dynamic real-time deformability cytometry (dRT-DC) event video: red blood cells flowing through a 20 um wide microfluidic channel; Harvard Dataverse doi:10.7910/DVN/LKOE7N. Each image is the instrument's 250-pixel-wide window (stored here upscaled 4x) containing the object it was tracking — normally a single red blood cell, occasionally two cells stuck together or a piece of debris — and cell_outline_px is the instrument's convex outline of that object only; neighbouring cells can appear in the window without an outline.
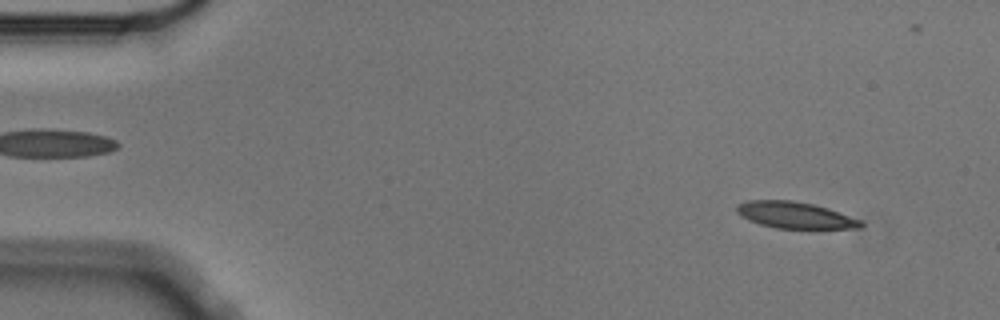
{"species": "Egyptian fruit bat (a non-hibernating species)", "species_latin": "Rousettus aegyptiacus", "temperature_condition": "cold", "stored_images_in_passage": 5, "camera_frame_rate_fps": 3000, "um_per_image_px": 0.085, "animal": {"sex": "male"}, "frame": {"image": 1, "passage_image": 1, "time_ms": 0.0, "image_size_px": [1000, 320], "cell_outline_px": [[864, 228], [776, 228], [760, 224], [748, 220], [740, 216], [736, 212], [736, 208], [740, 204], [748, 200], [792, 200], [812, 204], [828, 208], [864, 220]], "centroid_in_image_um": [67.62, 18.29], "position_along_channel_um": 17.4, "area_um2": 19.25}}
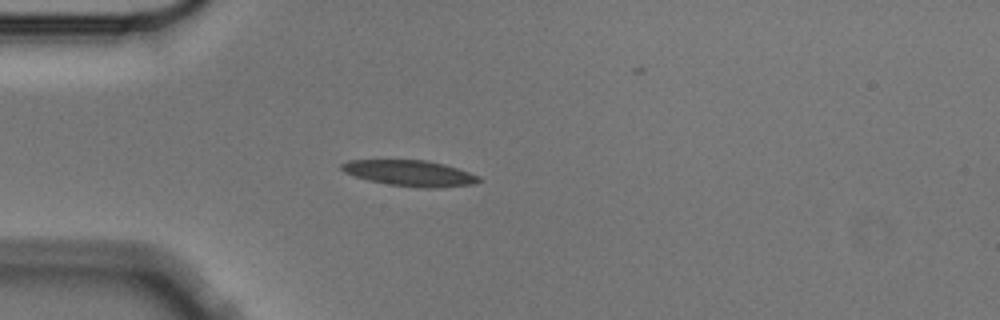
{"frame": {"image": 2, "passage_image": 3, "time_ms": 0.667, "image_size_px": [1000, 320], "cell_outline_px": [[480, 180], [472, 184], [436, 188], [424, 188], [388, 184], [368, 180], [344, 172], [340, 168], [340, 164], [348, 160], [428, 160], [444, 164], [480, 176]], "centroid_in_image_um": [34.82, 14.71], "position_along_channel_um": 50.2, "area_um2": 20.52}}